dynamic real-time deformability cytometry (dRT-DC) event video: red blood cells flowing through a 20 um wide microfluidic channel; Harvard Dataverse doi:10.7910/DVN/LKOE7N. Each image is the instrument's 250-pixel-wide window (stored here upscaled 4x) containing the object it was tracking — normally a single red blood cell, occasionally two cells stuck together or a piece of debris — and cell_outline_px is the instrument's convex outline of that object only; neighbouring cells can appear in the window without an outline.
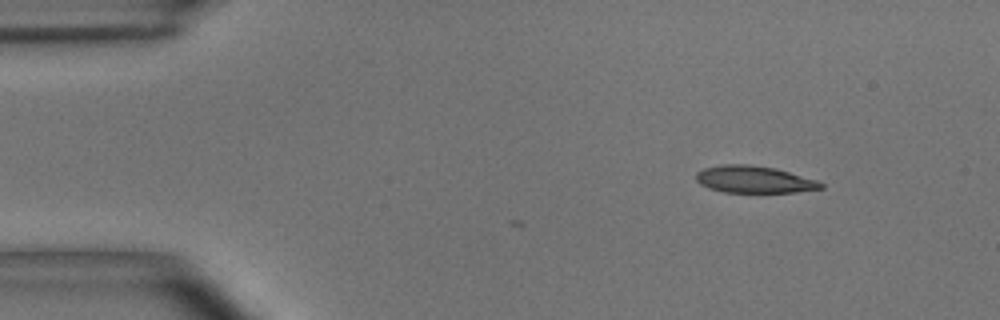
{"species": "common noctule bat (a hibernating species)", "species_latin": "Nyctalus noctula", "temperature_condition": "room temperature", "stored_images_in_passage": 6, "camera_frame_rate_fps": 3000, "um_per_image_px": 0.085, "animal": {"sex": "male", "body_mass_g": 15.6}, "frame": {"image": 1, "passage_image": 6, "time_ms": 1.667, "image_size_px": [1000, 320], "cell_outline_px": [[824, 188], [796, 192], [724, 192], [708, 188], [700, 184], [696, 180], [696, 172], [704, 168], [720, 164], [744, 164], [772, 168], [788, 172], [816, 180], [824, 184]], "centroid_in_image_um": [64.05, 15.26], "position_along_channel_um": 20.9, "area_um2": 19.48}}